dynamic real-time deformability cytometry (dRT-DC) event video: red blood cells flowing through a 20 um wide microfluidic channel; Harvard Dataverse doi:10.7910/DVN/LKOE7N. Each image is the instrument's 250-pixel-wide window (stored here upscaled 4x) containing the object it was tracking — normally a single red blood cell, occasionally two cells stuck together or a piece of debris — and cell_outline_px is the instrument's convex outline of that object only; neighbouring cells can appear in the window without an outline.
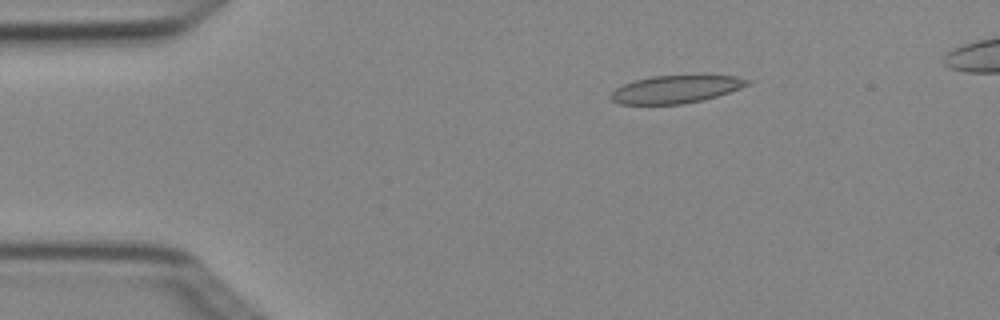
{"species": "Egyptian fruit bat (a non-hibernating species)", "species_latin": "Rousettus aegyptiacus", "temperature_condition": "cold", "stored_images_in_passage": 6, "camera_frame_rate_fps": 3000, "um_per_image_px": 0.085, "animal": {"sex": "female"}, "frame": {"image": 1, "passage_image": 3, "time_ms": 0.667, "image_size_px": [1000, 320], "cell_outline_px": [[752, 84], [704, 100], [684, 104], [620, 104], [612, 100], [608, 96], [616, 88], [624, 84], [636, 80], [652, 76], [736, 76], [752, 80]], "centroid_in_image_um": [57.45, 7.59], "position_along_channel_um": 27.5, "area_um2": 21.91}}
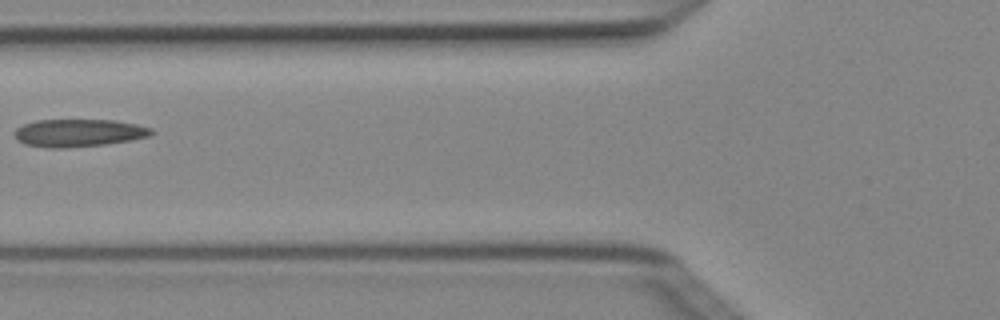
{"frame": {"image": 2, "passage_image": 6, "time_ms": 1.667, "image_size_px": [1000, 320], "cell_outline_px": [[156, 132], [152, 136], [104, 144], [64, 148], [48, 148], [24, 144], [16, 140], [16, 128], [24, 124], [36, 120], [112, 120], [136, 124], [152, 128]], "centroid_in_image_um": [6.7, 11.29], "position_along_channel_um": 119.1, "area_um2": 22.02}}